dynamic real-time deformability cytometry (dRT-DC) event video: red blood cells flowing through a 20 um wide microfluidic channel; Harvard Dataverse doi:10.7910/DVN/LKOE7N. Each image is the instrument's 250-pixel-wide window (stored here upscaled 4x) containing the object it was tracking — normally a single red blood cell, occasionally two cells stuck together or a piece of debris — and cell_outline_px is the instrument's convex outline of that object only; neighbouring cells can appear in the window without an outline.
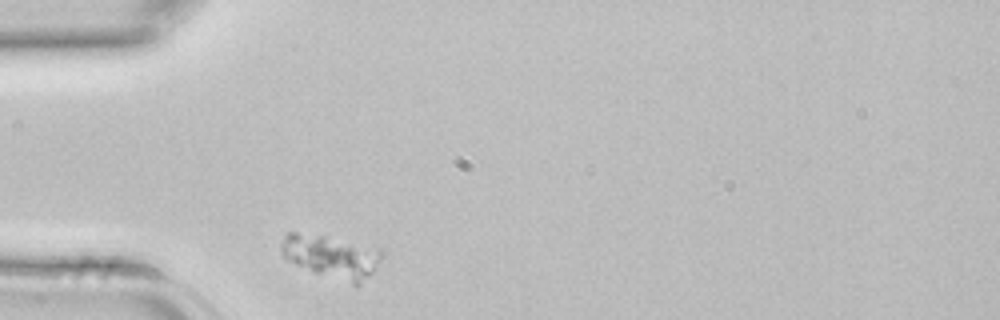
{"species": "common noctule bat (a hibernating species)", "species_latin": "Nyctalus noctula", "temperature_condition": "room temperature", "stored_images_in_passage": 1, "camera_frame_rate_fps": 3000, "um_per_image_px": 0.085, "animal": {"sex": "female", "body_mass_g": 22.7, "forearm_length_mm": 54.2}, "frame": {"image": 1, "passage_image": 1, "time_ms": 0.0, "image_size_px": [1000, 320], "cell_outline_px": [[384, 252], [372, 272], [360, 284], [352, 284], [312, 272], [284, 260], [280, 248], [280, 244], [284, 232], [296, 232], [324, 236], [380, 248]], "centroid_in_image_um": [28.09, 21.79], "position_along_channel_um": 56.9, "area_um2": 25.26}}